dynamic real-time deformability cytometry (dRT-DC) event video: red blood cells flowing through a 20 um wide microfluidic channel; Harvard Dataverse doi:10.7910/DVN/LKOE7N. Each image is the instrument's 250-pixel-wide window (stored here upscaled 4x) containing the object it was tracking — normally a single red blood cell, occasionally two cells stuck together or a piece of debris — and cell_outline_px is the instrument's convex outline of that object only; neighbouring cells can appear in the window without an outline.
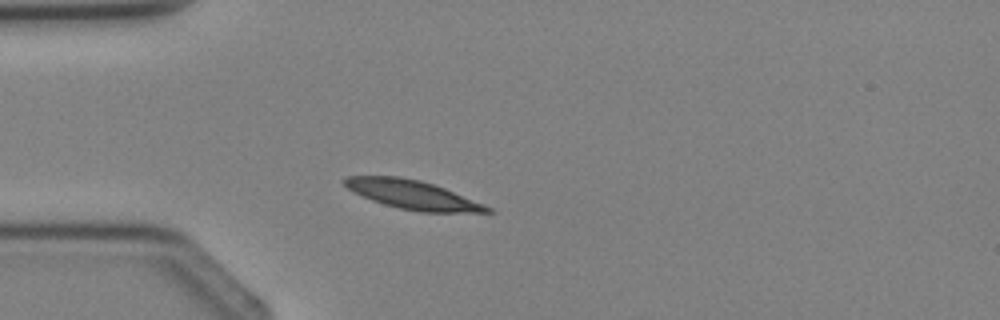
{"species": "Egyptian fruit bat (a non-hibernating species)", "species_latin": "Rousettus aegyptiacus", "temperature_condition": "cold", "stored_images_in_passage": 1, "camera_frame_rate_fps": 3000, "um_per_image_px": 0.085, "animal": {"sex": "female"}, "frame": {"image": 1, "passage_image": 1, "time_ms": 0.0, "image_size_px": [1000, 320], "cell_outline_px": [[496, 212], [420, 212], [400, 208], [384, 204], [372, 200], [348, 188], [340, 180], [344, 176], [400, 176], [420, 180], [444, 188], [484, 204], [492, 208]], "centroid_in_image_um": [35.06, 16.54], "position_along_channel_um": 49.9, "area_um2": 23.76}}